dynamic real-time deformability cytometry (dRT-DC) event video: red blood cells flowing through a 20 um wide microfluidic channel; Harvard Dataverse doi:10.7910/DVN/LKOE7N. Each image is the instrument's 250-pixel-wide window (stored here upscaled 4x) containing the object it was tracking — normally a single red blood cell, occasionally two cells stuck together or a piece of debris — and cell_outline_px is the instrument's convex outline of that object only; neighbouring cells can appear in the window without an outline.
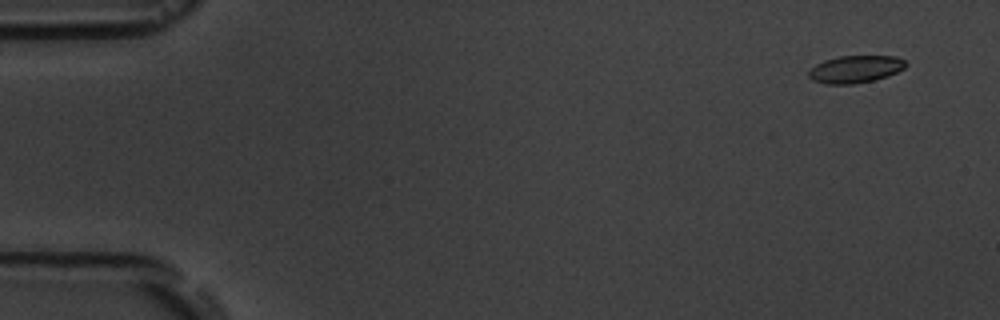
{"species": "common noctule bat (a hibernating species)", "species_latin": "Nyctalus noctula", "temperature_condition": "room temperature", "stored_images_in_passage": 6, "segment_of_instrument_passage": [2, 2], "camera_frame_rate_fps": 3000, "um_per_image_px": 0.085, "animal": {"sex": "male", "body_mass_g": 19.5, "forearm_length_mm": 54.6}, "frame": {"image": 1, "passage_image": 6, "time_ms": 6.0, "image_size_px": [1000, 320], "cell_outline_px": [[908, 64], [904, 68], [888, 76], [856, 84], [828, 84], [812, 80], [808, 76], [808, 72], [816, 64], [824, 60], [840, 56], [896, 56], [904, 60]], "centroid_in_image_um": [72.71, 5.88], "position_along_channel_um": 12.3, "area_um2": 15.43}}